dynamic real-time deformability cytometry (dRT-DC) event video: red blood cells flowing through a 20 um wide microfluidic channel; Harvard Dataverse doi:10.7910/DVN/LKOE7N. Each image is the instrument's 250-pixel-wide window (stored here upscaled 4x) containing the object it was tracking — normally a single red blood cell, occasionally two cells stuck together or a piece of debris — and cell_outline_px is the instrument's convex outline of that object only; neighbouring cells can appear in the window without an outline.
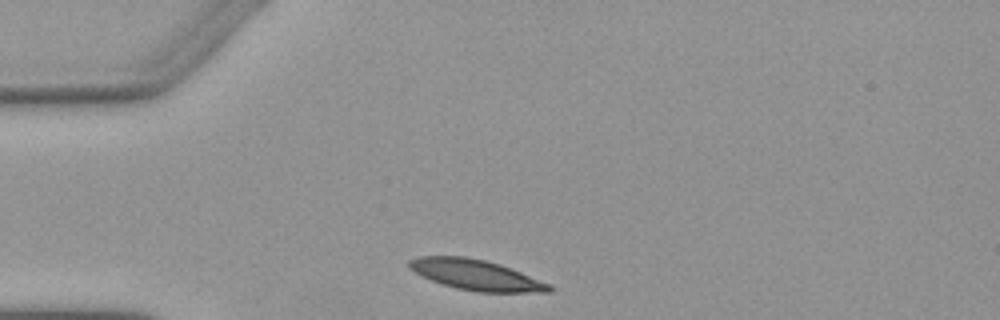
{"species": "Egyptian fruit bat (a non-hibernating species)", "species_latin": "Rousettus aegyptiacus", "temperature_condition": "warm", "stored_images_in_passage": 2, "camera_frame_rate_fps": 3000, "um_per_image_px": 0.085, "animal": {"sex": "female"}, "frame": {"image": 1, "passage_image": 1, "time_ms": 0.0, "image_size_px": [1000, 320], "cell_outline_px": [[552, 292], [476, 292], [456, 288], [432, 280], [408, 268], [408, 260], [420, 256], [464, 256], [484, 260], [500, 264], [552, 284]], "centroid_in_image_um": [40.49, 23.36], "position_along_channel_um": 44.5, "area_um2": 24.74}}